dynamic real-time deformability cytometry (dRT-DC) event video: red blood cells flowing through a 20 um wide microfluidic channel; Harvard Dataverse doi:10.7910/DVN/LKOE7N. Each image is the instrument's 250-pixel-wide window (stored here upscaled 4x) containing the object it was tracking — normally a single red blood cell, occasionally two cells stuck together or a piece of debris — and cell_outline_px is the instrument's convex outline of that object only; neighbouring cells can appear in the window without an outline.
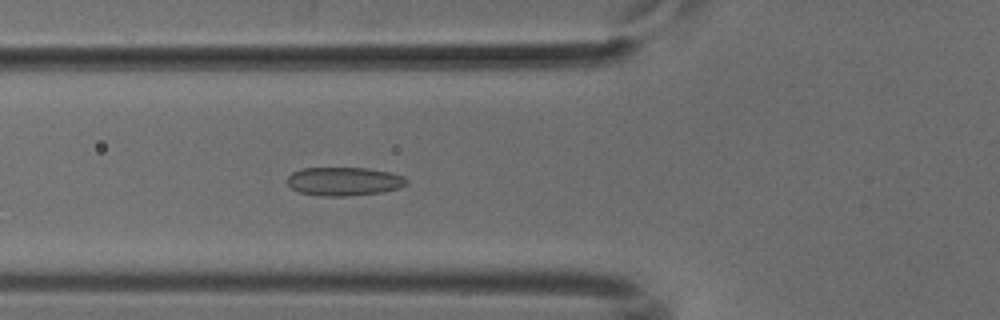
{"species": "common noctule bat (a hibernating species)", "species_latin": "Nyctalus noctula", "temperature_condition": "cold", "stored_images_in_passage": 41, "camera_frame_rate_fps": 3000, "um_per_image_px": 0.085, "animal": {"sex": "male", "body_mass_g": 18.8}, "frame": {"image": 1, "passage_image": 8, "time_ms": 2.333, "image_size_px": [1000, 320], "cell_outline_px": [[408, 184], [400, 188], [380, 192], [344, 196], [320, 196], [300, 192], [292, 188], [288, 184], [288, 176], [292, 172], [300, 168], [368, 168], [388, 172], [404, 176], [408, 180]], "centroid_in_image_um": [29.25, 15.41], "position_along_channel_um": 96.6, "area_um2": 19.83}}
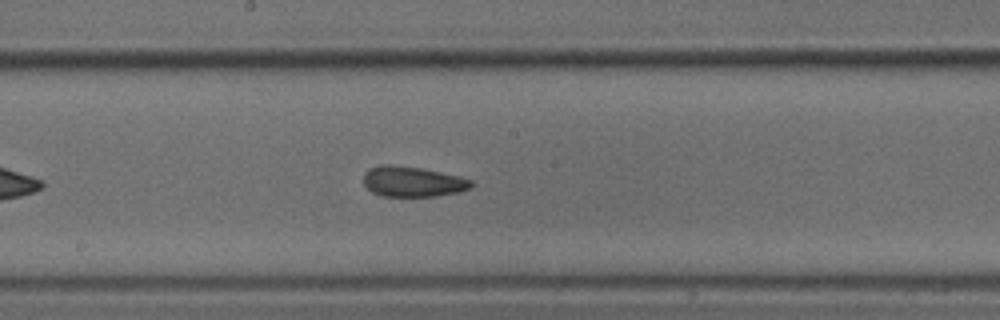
{"frame": {"image": 2, "passage_image": 17, "time_ms": 5.333, "image_size_px": [1000, 320], "cell_outline_px": [[476, 184], [472, 188], [460, 192], [436, 196], [380, 196], [372, 192], [364, 184], [364, 172], [368, 168], [380, 164], [392, 164], [420, 168], [460, 176], [472, 180]], "centroid_in_image_um": [35.09, 15.43], "position_along_channel_um": 213.1, "area_um2": 19.36}}
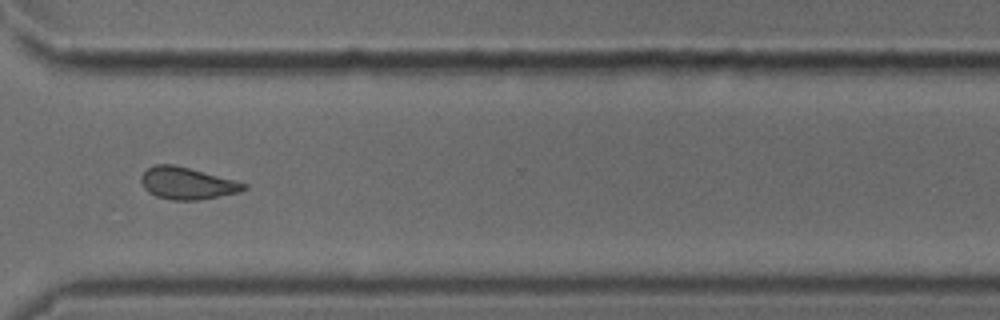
{"frame": {"image": 3, "passage_image": 28, "time_ms": 9.0, "image_size_px": [1000, 320], "cell_outline_px": [[248, 188], [240, 192], [200, 200], [172, 200], [156, 196], [148, 192], [144, 188], [140, 180], [140, 176], [148, 168], [156, 164], [172, 164], [236, 180], [248, 184]], "centroid_in_image_um": [15.92, 15.59], "position_along_channel_um": 354.7, "area_um2": 19.19}}